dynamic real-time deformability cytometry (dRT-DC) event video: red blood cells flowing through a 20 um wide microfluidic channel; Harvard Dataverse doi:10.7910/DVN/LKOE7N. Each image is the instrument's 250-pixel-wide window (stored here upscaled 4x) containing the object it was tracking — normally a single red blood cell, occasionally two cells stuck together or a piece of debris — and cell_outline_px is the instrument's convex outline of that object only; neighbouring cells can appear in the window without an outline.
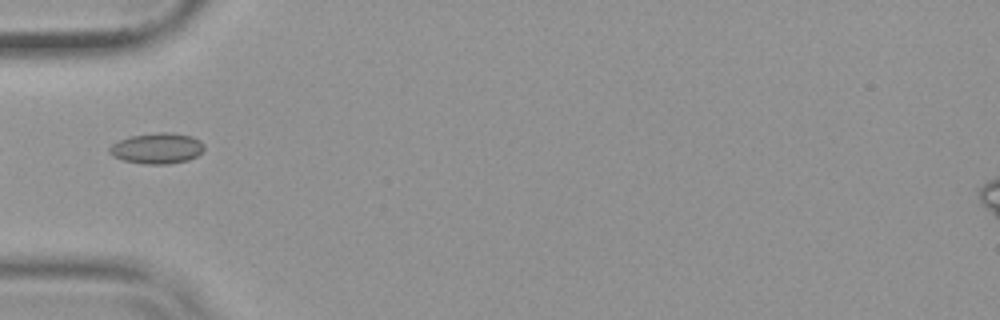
{"species": "common noctule bat (a hibernating species)", "species_latin": "Nyctalus noctula", "temperature_condition": "warm", "stored_images_in_passage": 12, "camera_frame_rate_fps": 3000, "um_per_image_px": 0.085, "animal": {"sex": "female", "body_mass_g": 19.9}, "frame": {"image": 1, "passage_image": 1, "time_ms": 0.0, "image_size_px": [1000, 320], "cell_outline_px": [[204, 148], [196, 156], [188, 160], [168, 164], [144, 164], [124, 160], [112, 156], [108, 152], [108, 148], [112, 144], [128, 136], [156, 132], [172, 132], [192, 136], [200, 140], [204, 144]], "centroid_in_image_um": [13.33, 12.59], "position_along_channel_um": 71.7, "area_um2": 17.11}}
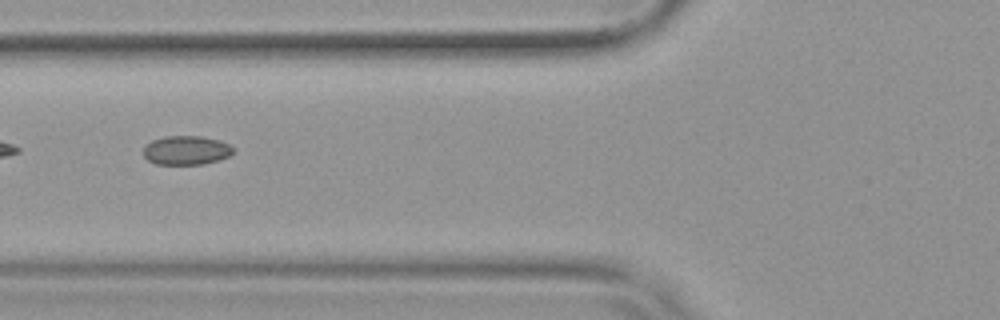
{"frame": {"image": 2, "passage_image": 4, "time_ms": 1.0, "image_size_px": [1000, 320], "cell_outline_px": [[236, 152], [220, 160], [204, 164], [156, 164], [148, 160], [144, 156], [144, 148], [152, 140], [164, 136], [200, 136], [220, 140], [236, 148]], "centroid_in_image_um": [15.89, 12.77], "position_along_channel_um": 109.9, "area_um2": 15.32}}
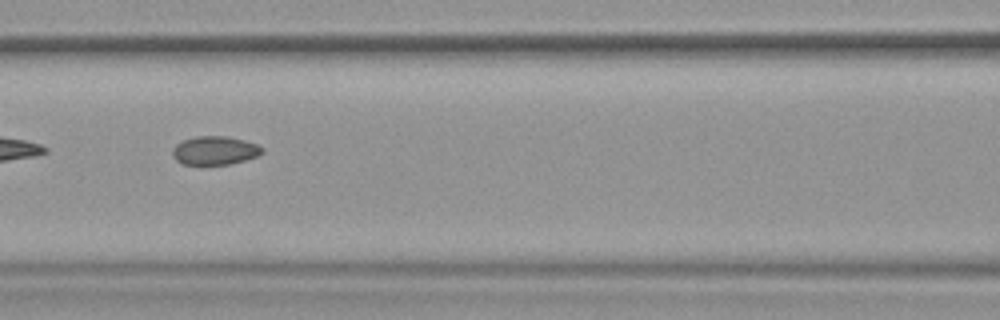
{"frame": {"image": 3, "passage_image": 7, "time_ms": 2.0, "image_size_px": [1000, 320], "cell_outline_px": [[264, 152], [256, 156], [244, 160], [228, 164], [200, 168], [180, 164], [172, 156], [172, 148], [176, 144], [184, 140], [196, 136], [228, 136], [244, 140], [256, 144], [264, 148]], "centroid_in_image_um": [18.19, 12.84], "position_along_channel_um": 148.4, "area_um2": 15.61}}